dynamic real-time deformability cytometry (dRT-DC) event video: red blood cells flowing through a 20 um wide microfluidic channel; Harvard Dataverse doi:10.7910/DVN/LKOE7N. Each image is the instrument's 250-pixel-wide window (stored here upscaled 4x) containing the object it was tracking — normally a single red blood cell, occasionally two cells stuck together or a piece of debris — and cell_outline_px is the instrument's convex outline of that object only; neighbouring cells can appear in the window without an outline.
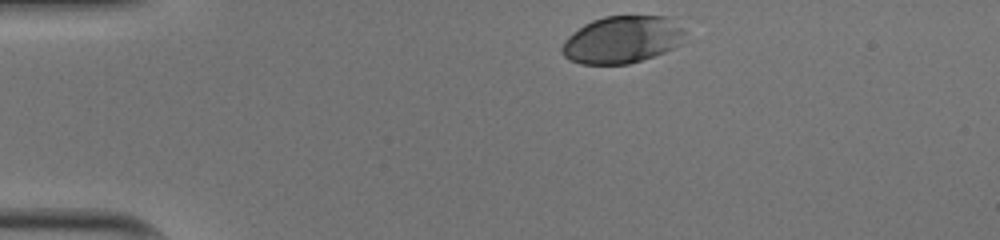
{"species": "human", "species_latin": "Homo sapiens", "temperature_condition": "cold", "stored_images_in_passage": 33, "camera_frame_rate_fps": 3000, "um_per_image_px": 0.085, "donor": {"sex": "male"}, "frame": {"image": 1, "passage_image": 1, "time_ms": 0.0, "image_size_px": [1000, 240], "cell_outline_px": [[684, 32], [680, 44], [664, 52], [628, 64], [580, 64], [568, 60], [560, 52], [560, 48], [564, 40], [568, 36], [584, 24], [592, 20], [604, 16], [668, 16], [684, 28]], "centroid_in_image_um": [52.84, 3.37], "position_along_channel_um": 32.2, "area_um2": 33.93}}
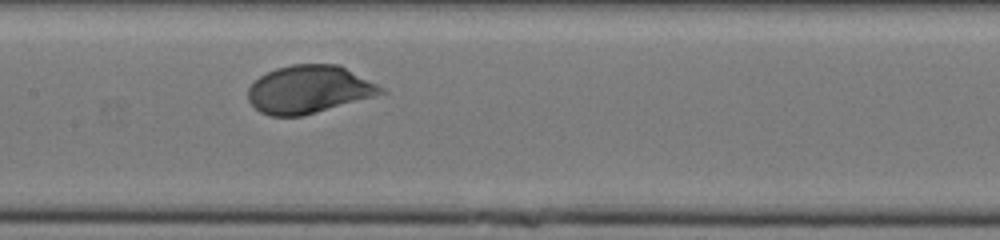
{"frame": {"image": 2, "passage_image": 17, "time_ms": 5.333, "image_size_px": [1000, 240], "cell_outline_px": [[388, 92], [376, 96], [300, 116], [268, 116], [260, 112], [248, 100], [248, 88], [260, 76], [276, 68], [292, 64], [340, 64], [384, 88]], "centroid_in_image_um": [26.27, 7.59], "position_along_channel_um": 181.1, "area_um2": 36.93}}
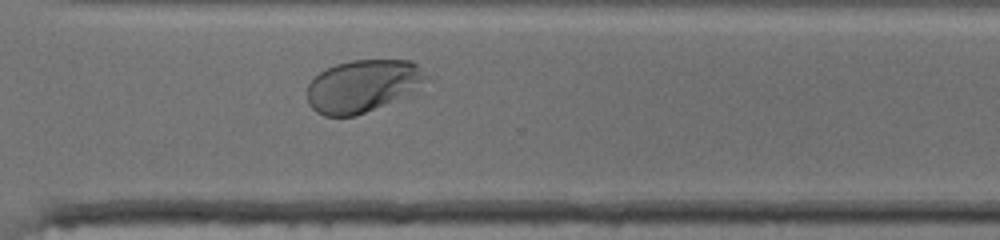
{"frame": {"image": 3, "passage_image": 29, "time_ms": 9.333, "image_size_px": [1000, 240], "cell_outline_px": [[424, 76], [420, 80], [404, 92], [356, 116], [324, 116], [316, 112], [308, 104], [308, 84], [320, 72], [336, 64], [352, 60], [412, 60], [420, 68]], "centroid_in_image_um": [30.64, 7.28], "position_along_channel_um": 340.0, "area_um2": 34.33}, "authors_computed_cell_mechanics": {"area_um2": 35.9516, "velocity_mm_per_s": 3.9627, "shape_relaxation_time_tau1_ms": 2.8668, "shape_relaxation_time_tau2_ms": null, "deformation_change_tau1": 0.1506, "deformation_change_tau2": null}}